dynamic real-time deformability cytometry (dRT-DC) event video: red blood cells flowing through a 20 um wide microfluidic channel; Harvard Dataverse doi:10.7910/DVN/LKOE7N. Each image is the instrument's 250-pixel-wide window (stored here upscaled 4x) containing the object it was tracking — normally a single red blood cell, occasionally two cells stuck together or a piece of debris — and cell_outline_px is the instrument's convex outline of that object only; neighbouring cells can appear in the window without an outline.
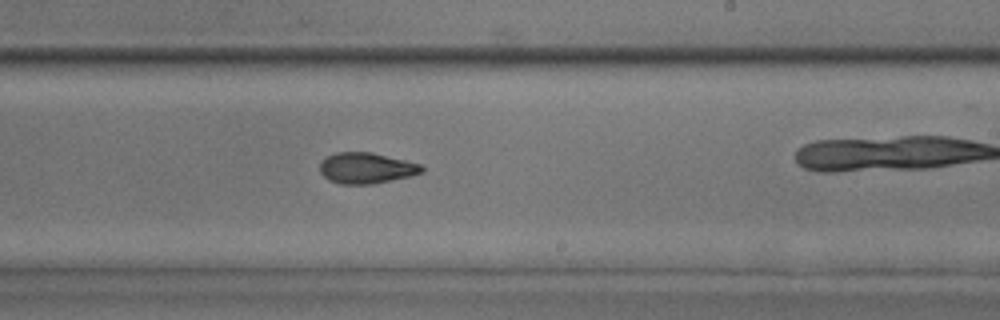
{"species": "common noctule bat (a hibernating species)", "species_latin": "Nyctalus noctula", "temperature_condition": "room temperature", "stored_images_in_passage": 11, "camera_frame_rate_fps": 3000, "um_per_image_px": 0.085, "animal": {"sex": "male", "body_mass_g": 17.9, "forearm_length_mm": 54.2}, "frame": {"image": 1, "passage_image": 10, "time_ms": 3.0, "image_size_px": [1000, 320], "cell_outline_px": [[424, 172], [412, 176], [372, 184], [340, 184], [328, 180], [320, 172], [320, 164], [328, 156], [336, 152], [372, 152], [420, 164], [424, 168]], "centroid_in_image_um": [31.15, 14.29], "position_along_channel_um": 257.8, "area_um2": 18.32}}